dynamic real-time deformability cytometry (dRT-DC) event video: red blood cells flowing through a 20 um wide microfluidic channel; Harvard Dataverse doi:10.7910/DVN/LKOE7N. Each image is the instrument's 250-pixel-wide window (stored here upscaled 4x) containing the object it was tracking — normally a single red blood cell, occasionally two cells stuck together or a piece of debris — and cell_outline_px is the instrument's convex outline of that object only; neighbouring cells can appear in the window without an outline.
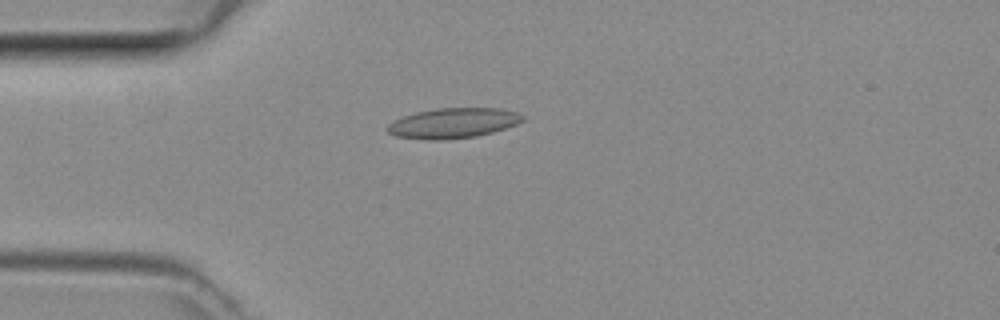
{"species": "common noctule bat (a hibernating species)", "species_latin": "Nyctalus noctula", "temperature_condition": "room temperature", "stored_images_in_passage": 4, "camera_frame_rate_fps": 3000, "um_per_image_px": 0.085, "animal": {"sex": "female", "body_mass_g": 29.2, "forearm_length_mm": 56.3}, "frame": {"image": 1, "passage_image": 4, "time_ms": 1.0, "image_size_px": [1000, 320], "cell_outline_px": [[524, 120], [516, 124], [492, 132], [476, 136], [444, 140], [420, 140], [396, 136], [388, 132], [388, 124], [392, 120], [416, 112], [436, 108], [496, 108], [516, 112], [524, 116]], "centroid_in_image_um": [38.47, 10.47], "position_along_channel_um": 46.5, "area_um2": 23.76}}